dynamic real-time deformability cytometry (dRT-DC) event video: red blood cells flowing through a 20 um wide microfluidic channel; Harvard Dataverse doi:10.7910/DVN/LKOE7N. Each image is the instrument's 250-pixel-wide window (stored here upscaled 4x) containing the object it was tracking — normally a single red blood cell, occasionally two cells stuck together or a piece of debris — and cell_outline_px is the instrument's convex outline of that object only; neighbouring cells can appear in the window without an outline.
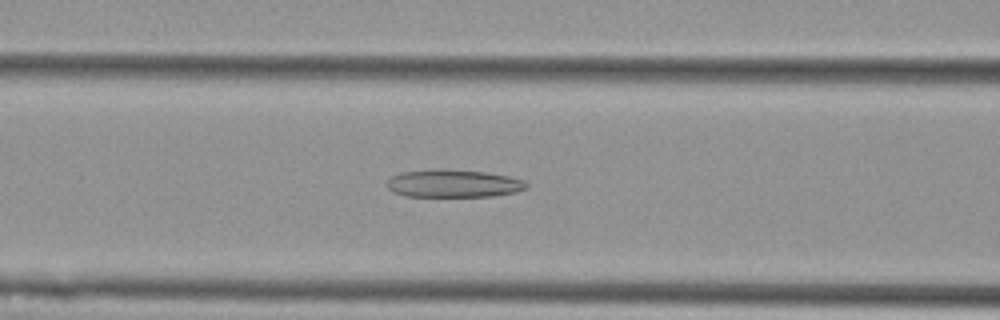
{"species": "Egyptian fruit bat (a non-hibernating species)", "species_latin": "Rousettus aegyptiacus", "temperature_condition": "cold", "stored_images_in_passage": 55, "camera_frame_rate_fps": 3000, "um_per_image_px": 0.085, "animal": {"sex": "female"}, "frame": {"image": 1, "passage_image": 23, "time_ms": 7.333, "image_size_px": [1000, 320], "cell_outline_px": [[528, 188], [516, 192], [492, 196], [404, 196], [392, 192], [388, 188], [388, 180], [392, 176], [404, 172], [484, 172], [508, 176], [524, 180], [528, 184]], "centroid_in_image_um": [38.61, 15.65], "position_along_channel_um": 128.0, "area_um2": 21.39}}
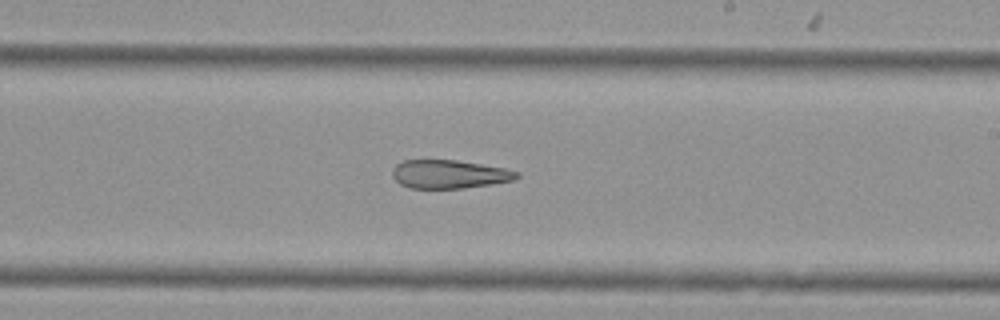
{"frame": {"image": 2, "passage_image": 33, "time_ms": 10.667, "image_size_px": [1000, 320], "cell_outline_px": [[520, 176], [516, 180], [464, 188], [408, 188], [400, 184], [392, 176], [392, 168], [396, 164], [404, 160], [456, 160], [504, 168], [520, 172]], "centroid_in_image_um": [38.18, 14.81], "position_along_channel_um": 250.8, "area_um2": 20.69}}
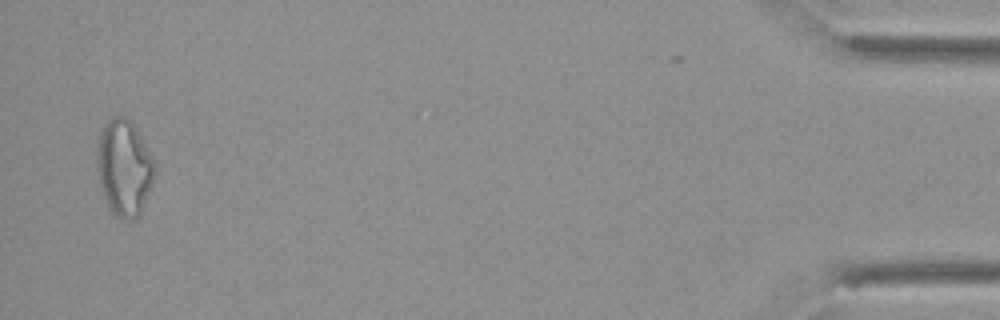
{"frame": {"image": 3, "passage_image": 54, "time_ms": 17.667, "image_size_px": [1000, 320], "cell_outline_px": [[156, 164], [152, 180], [140, 216], [132, 220], [124, 220], [116, 216], [108, 208], [96, 172], [96, 144], [100, 128], [112, 116], [128, 116], [132, 120], [156, 160]], "centroid_in_image_um": [10.53, 14.2], "position_along_channel_um": 424.7, "area_um2": 33.18}}